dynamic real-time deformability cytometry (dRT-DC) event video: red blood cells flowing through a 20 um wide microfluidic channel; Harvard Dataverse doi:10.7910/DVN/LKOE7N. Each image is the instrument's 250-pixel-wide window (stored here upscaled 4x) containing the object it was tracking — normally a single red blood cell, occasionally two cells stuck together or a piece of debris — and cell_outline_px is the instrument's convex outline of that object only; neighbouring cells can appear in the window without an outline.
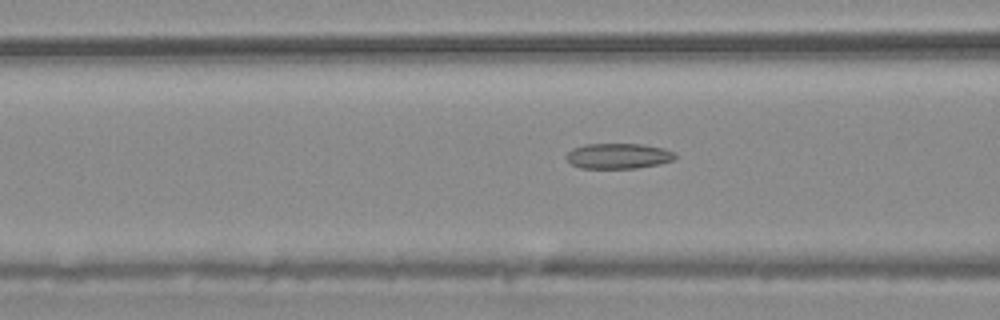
{"species": "common noctule bat (a hibernating species)", "species_latin": "Nyctalus noctula", "temperature_condition": "warm", "stored_images_in_passage": 11, "camera_frame_rate_fps": 3000, "um_per_image_px": 0.085, "animal": {"sex": "male", "body_mass_g": 20.4}, "frame": {"image": 1, "passage_image": 8, "time_ms": 2.333, "image_size_px": [1000, 320], "cell_outline_px": [[676, 156], [672, 160], [660, 164], [636, 168], [580, 168], [572, 164], [564, 156], [572, 148], [584, 144], [644, 144], [664, 148], [676, 152]], "centroid_in_image_um": [52.56, 13.25], "position_along_channel_um": 114.0, "area_um2": 16.24}}